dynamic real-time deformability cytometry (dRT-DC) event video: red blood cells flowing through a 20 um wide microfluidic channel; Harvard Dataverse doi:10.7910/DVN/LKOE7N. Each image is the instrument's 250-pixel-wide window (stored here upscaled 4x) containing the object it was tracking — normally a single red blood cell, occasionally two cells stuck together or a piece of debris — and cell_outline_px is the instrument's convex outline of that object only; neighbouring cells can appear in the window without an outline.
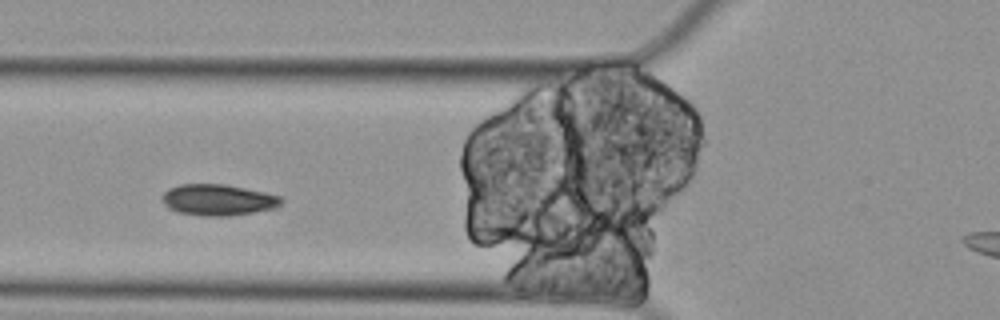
{"species": "Egyptian fruit bat (a non-hibernating species)", "species_latin": "Rousettus aegyptiacus", "temperature_condition": "cold", "stored_images_in_passage": 4, "camera_frame_rate_fps": 3000, "um_per_image_px": 0.085, "animal": {"sex": "female"}, "frame": {"image": 1, "passage_image": 4, "time_ms": 1.0, "image_size_px": [1000, 320], "cell_outline_px": [[284, 200], [276, 208], [228, 216], [200, 216], [176, 212], [168, 208], [160, 200], [160, 196], [168, 188], [180, 184], [224, 184], [264, 192], [280, 196]], "centroid_in_image_um": [18.47, 16.99], "position_along_channel_um": 107.3, "area_um2": 21.85}}